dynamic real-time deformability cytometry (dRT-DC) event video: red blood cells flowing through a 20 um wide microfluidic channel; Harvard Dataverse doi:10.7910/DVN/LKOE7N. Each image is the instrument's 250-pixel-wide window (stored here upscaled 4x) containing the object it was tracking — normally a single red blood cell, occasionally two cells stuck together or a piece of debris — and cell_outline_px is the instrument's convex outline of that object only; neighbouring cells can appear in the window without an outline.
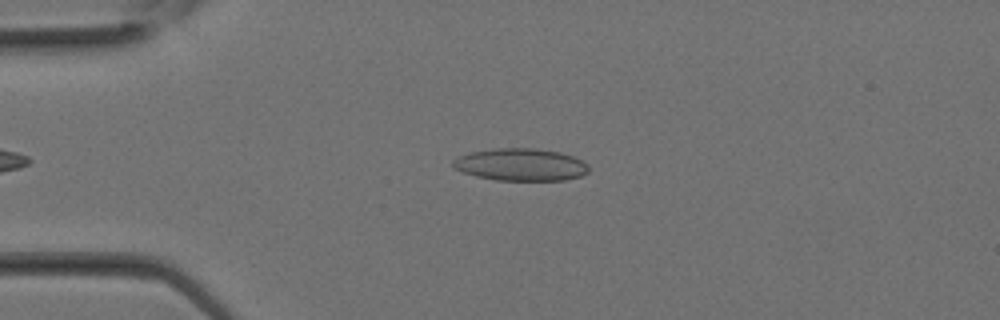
{"species": "Egyptian fruit bat (a non-hibernating species)", "species_latin": "Rousettus aegyptiacus", "temperature_condition": "room temperature", "stored_images_in_passage": 20, "camera_frame_rate_fps": 3000, "um_per_image_px": 0.085, "animal": {"sex": "female"}, "frame": {"image": 1, "passage_image": 7, "time_ms": 2.0, "image_size_px": [1000, 320], "cell_outline_px": [[588, 172], [580, 176], [564, 180], [496, 180], [476, 176], [452, 168], [452, 160], [456, 156], [468, 152], [496, 148], [536, 148], [560, 152], [572, 156], [588, 164]], "centroid_in_image_um": [44.21, 13.98], "position_along_channel_um": 40.8, "area_um2": 25.72}}
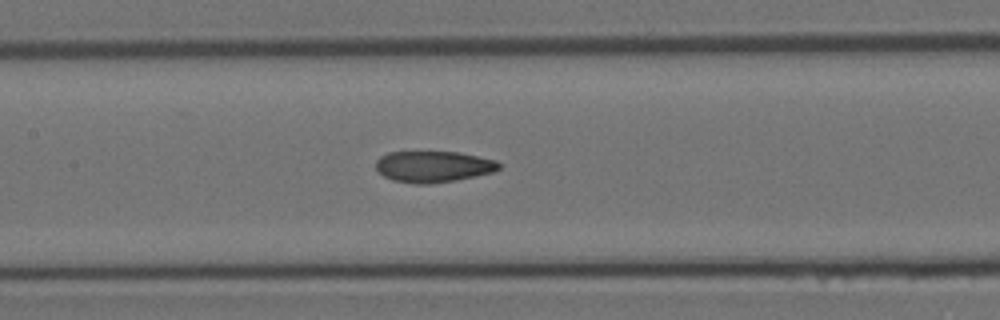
{"frame": {"image": 2, "passage_image": 14, "time_ms": 4.333, "image_size_px": [1000, 320], "cell_outline_px": [[500, 168], [492, 172], [476, 176], [456, 180], [428, 184], [416, 184], [392, 180], [384, 176], [376, 168], [376, 160], [380, 156], [388, 152], [460, 152], [496, 160], [500, 164]], "centroid_in_image_um": [36.83, 14.16], "position_along_channel_um": 170.6, "area_um2": 22.43}}
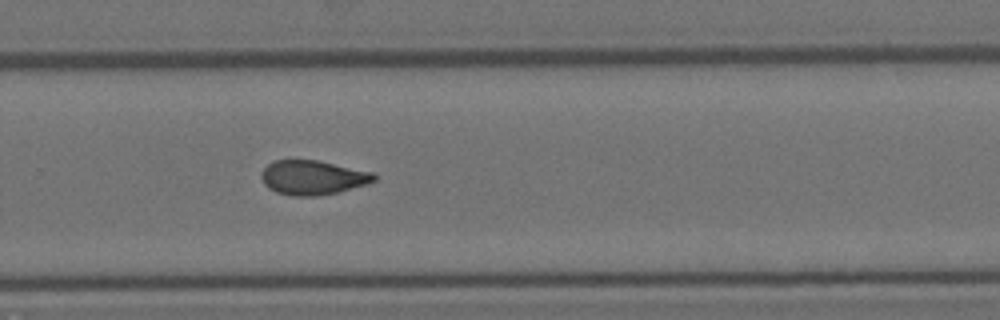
{"frame": {"image": 3, "passage_image": 20, "time_ms": 6.333, "image_size_px": [1000, 320], "cell_outline_px": [[376, 180], [368, 184], [336, 192], [316, 196], [292, 196], [276, 192], [268, 188], [264, 184], [260, 176], [260, 172], [272, 160], [316, 160], [372, 172], [376, 176]], "centroid_in_image_um": [26.54, 15.09], "position_along_channel_um": 303.3, "area_um2": 22.54}}